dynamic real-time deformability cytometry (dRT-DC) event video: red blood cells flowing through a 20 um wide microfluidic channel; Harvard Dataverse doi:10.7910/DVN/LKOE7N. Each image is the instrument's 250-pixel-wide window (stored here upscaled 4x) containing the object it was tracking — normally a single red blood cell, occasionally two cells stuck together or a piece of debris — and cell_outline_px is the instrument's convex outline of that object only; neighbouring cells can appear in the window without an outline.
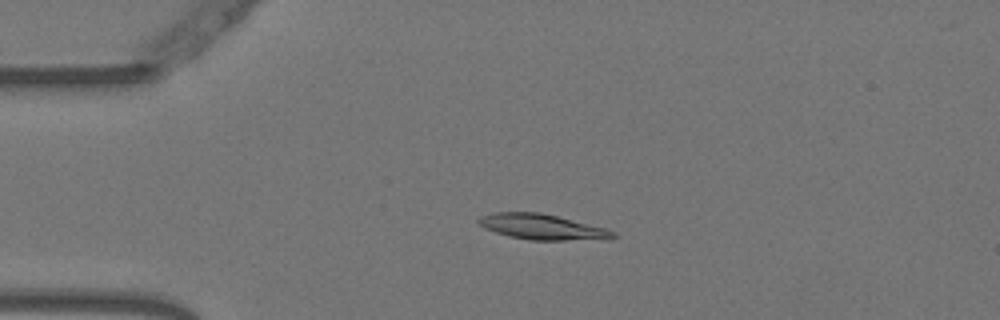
{"species": "Egyptian fruit bat (a non-hibernating species)", "species_latin": "Rousettus aegyptiacus", "temperature_condition": "warm", "stored_images_in_passage": 36, "camera_frame_rate_fps": 3000, "um_per_image_px": 0.085, "animal": {"sex": "female"}, "frame": {"image": 1, "passage_image": 4, "time_ms": 1.0, "image_size_px": [1000, 320], "cell_outline_px": [[616, 236], [612, 240], [528, 240], [508, 236], [484, 228], [476, 220], [480, 216], [496, 212], [540, 212], [604, 228], [616, 232]], "centroid_in_image_um": [46.11, 19.3], "position_along_channel_um": 38.9, "area_um2": 20.0}}
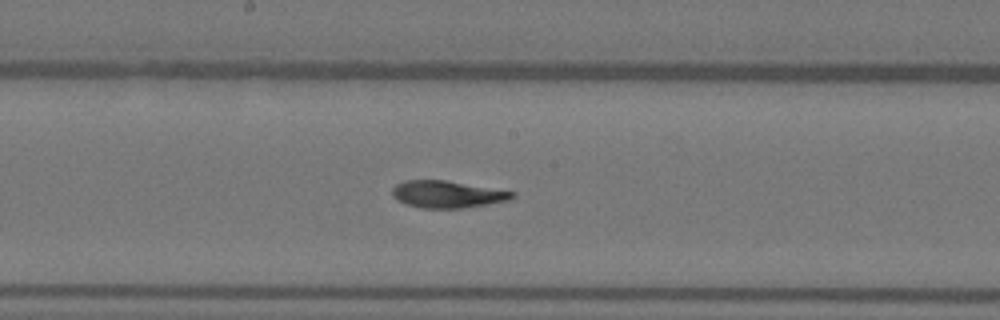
{"frame": {"image": 2, "passage_image": 20, "time_ms": 6.333, "image_size_px": [1000, 320], "cell_outline_px": [[516, 196], [508, 200], [488, 204], [464, 208], [420, 208], [396, 200], [392, 196], [392, 188], [396, 184], [404, 180], [444, 180], [516, 192]], "centroid_in_image_um": [38.0, 16.51], "position_along_channel_um": 210.2, "area_um2": 18.9}}
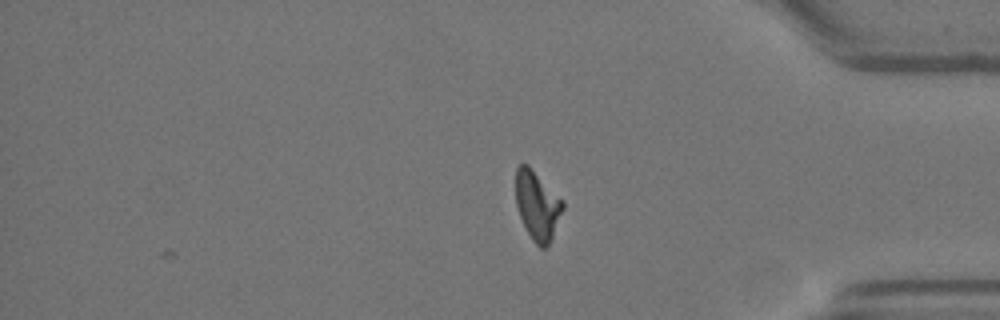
{"frame": {"image": 3, "passage_image": 36, "time_ms": 11.667, "image_size_px": [1000, 320], "cell_outline_px": [[564, 208], [548, 248], [540, 248], [532, 240], [520, 216], [516, 204], [516, 168], [520, 164], [528, 164], [564, 200]], "centroid_in_image_um": [45.69, 17.46], "position_along_channel_um": 389.5, "area_um2": 19.02}, "authors_computed_cell_mechanics": {"area_um2": 19.3919, "velocity_mm_per_s": 3.7601, "shape_relaxation_time_tau1_ms": 5.6762, "shape_relaxation_time_tau2_ms": 4.2332, "deformation_change_tau1": 0.2205, "deformation_change_tau2": 0.0602}}